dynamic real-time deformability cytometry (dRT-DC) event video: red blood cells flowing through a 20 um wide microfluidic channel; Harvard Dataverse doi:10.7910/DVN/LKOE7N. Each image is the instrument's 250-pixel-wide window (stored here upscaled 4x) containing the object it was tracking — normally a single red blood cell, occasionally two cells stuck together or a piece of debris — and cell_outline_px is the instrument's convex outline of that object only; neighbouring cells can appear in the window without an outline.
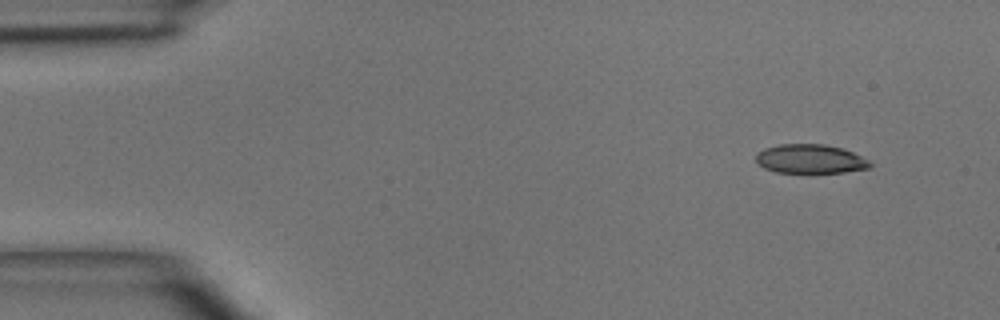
{"species": "common noctule bat (a hibernating species)", "species_latin": "Nyctalus noctula", "temperature_condition": "room temperature", "stored_images_in_passage": 7, "camera_frame_rate_fps": 3000, "um_per_image_px": 0.085, "animal": {"sex": "male", "body_mass_g": 15.6}, "frame": {"image": 1, "passage_image": 1, "time_ms": 0.0, "image_size_px": [1000, 320], "cell_outline_px": [[872, 164], [868, 168], [844, 172], [776, 172], [764, 168], [756, 160], [756, 152], [764, 148], [780, 144], [824, 144], [840, 148], [852, 152], [868, 160]], "centroid_in_image_um": [68.84, 13.5], "position_along_channel_um": 16.2, "area_um2": 19.07}}
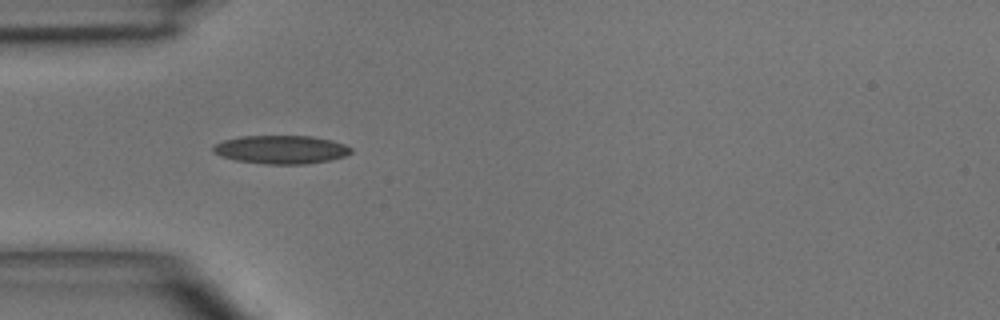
{"frame": {"image": 2, "passage_image": 4, "time_ms": 3.333, "image_size_px": [1000, 320], "cell_outline_px": [[352, 152], [344, 156], [328, 160], [304, 164], [264, 164], [236, 160], [212, 152], [212, 148], [216, 144], [224, 140], [240, 136], [312, 136], [332, 140], [344, 144], [352, 148]], "centroid_in_image_um": [23.9, 12.71], "position_along_channel_um": 61.1, "area_um2": 22.66}}
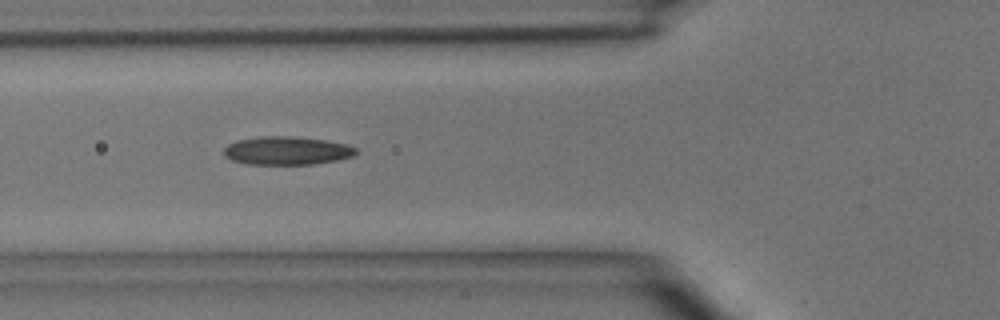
{"frame": {"image": 3, "passage_image": 5, "time_ms": 4.333, "image_size_px": [1000, 320], "cell_outline_px": [[360, 152], [352, 156], [336, 160], [312, 164], [244, 164], [232, 160], [224, 156], [224, 148], [228, 144], [236, 140], [264, 136], [288, 136], [328, 140], [348, 144], [356, 148]], "centroid_in_image_um": [24.39, 12.8], "position_along_channel_um": 101.4, "area_um2": 21.91}}